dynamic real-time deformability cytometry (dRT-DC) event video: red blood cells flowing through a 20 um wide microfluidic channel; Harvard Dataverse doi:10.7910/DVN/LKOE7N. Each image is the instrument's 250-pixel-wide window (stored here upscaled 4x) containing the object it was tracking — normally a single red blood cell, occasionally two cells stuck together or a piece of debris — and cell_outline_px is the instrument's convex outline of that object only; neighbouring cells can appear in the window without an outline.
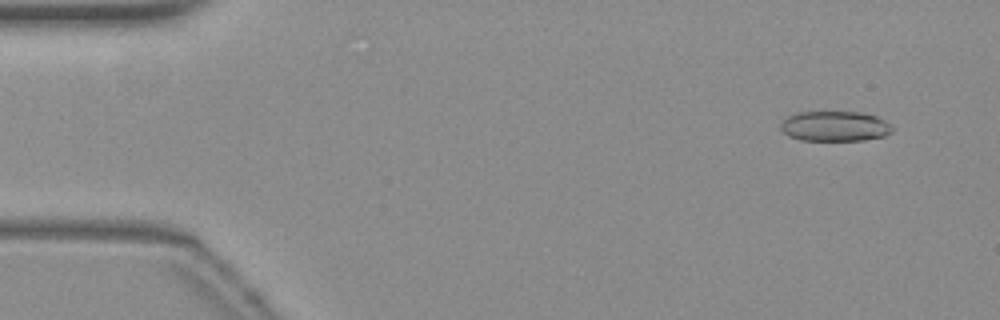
{"species": "common noctule bat (a hibernating species)", "species_latin": "Nyctalus noctula", "temperature_condition": "warm", "stored_images_in_passage": 53, "camera_frame_rate_fps": 3000, "um_per_image_px": 0.085, "animal": {"sex": "female", "body_mass_g": 19.3, "forearm_length_mm": 54.1}, "frame": {"image": 1, "passage_image": 4, "time_ms": 1.0, "image_size_px": [1000, 320], "cell_outline_px": [[892, 132], [884, 136], [864, 140], [800, 140], [788, 136], [780, 128], [780, 124], [788, 116], [796, 112], [860, 112], [876, 116], [884, 120], [892, 128]], "centroid_in_image_um": [70.94, 10.73], "position_along_channel_um": 14.1, "area_um2": 19.54}}
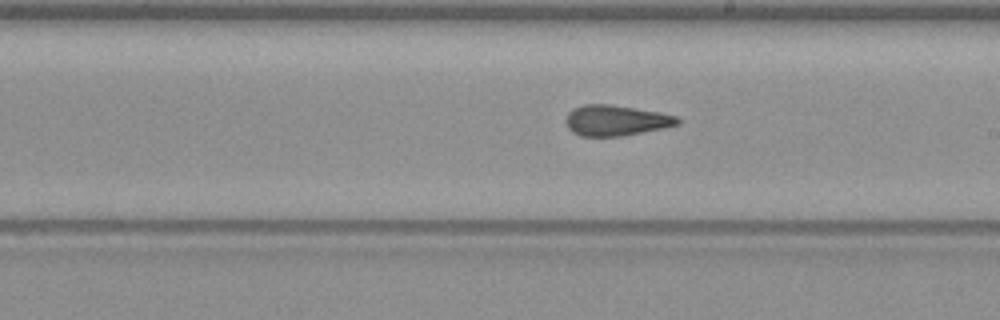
{"frame": {"image": 2, "passage_image": 30, "time_ms": 9.667, "image_size_px": [1000, 320], "cell_outline_px": [[680, 120], [676, 124], [660, 128], [620, 136], [580, 136], [572, 132], [568, 128], [564, 120], [568, 112], [584, 104], [612, 104], [656, 112], [676, 116]], "centroid_in_image_um": [52.26, 10.23], "position_along_channel_um": 236.7, "area_um2": 19.54}}
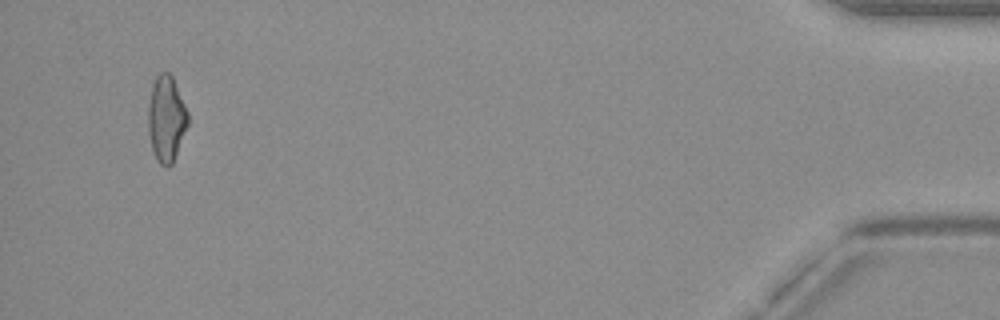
{"frame": {"image": 3, "passage_image": 51, "time_ms": 16.667, "image_size_px": [1000, 320], "cell_outline_px": [[188, 124], [172, 164], [168, 168], [160, 164], [156, 160], [152, 148], [148, 132], [148, 104], [152, 84], [156, 76], [160, 72], [168, 72], [172, 76], [188, 112]], "centroid_in_image_um": [14.12, 10.09], "position_along_channel_um": 421.1, "area_um2": 19.88}, "authors_computed_cell_mechanics": {"area_um2": 19.8832, "velocity_mm_per_s": 3.8498, "shape_relaxation_time_tau1_ms": null, "shape_relaxation_time_tau2_ms": 2.2545, "deformation_change_tau1": null, "deformation_change_tau2": 0.1061}}